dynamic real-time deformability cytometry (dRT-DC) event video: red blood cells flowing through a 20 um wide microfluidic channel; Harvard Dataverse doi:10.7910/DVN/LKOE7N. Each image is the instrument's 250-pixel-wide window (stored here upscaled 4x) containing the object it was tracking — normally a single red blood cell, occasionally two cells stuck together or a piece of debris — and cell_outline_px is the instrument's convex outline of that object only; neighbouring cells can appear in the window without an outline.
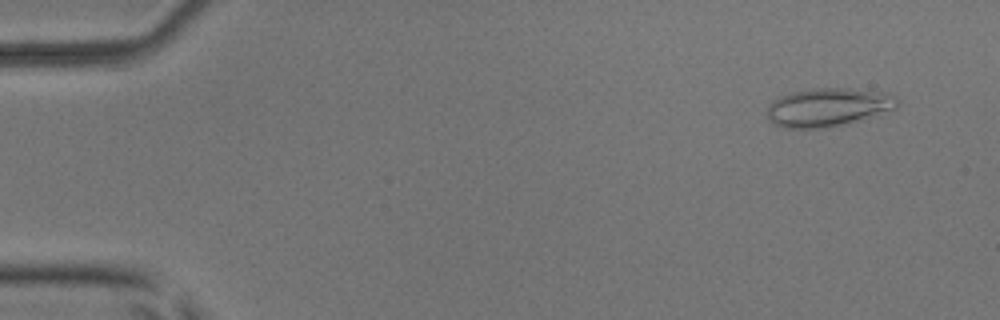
{"species": "common noctule bat (a hibernating species)", "species_latin": "Nyctalus noctula", "temperature_condition": "room temperature", "stored_images_in_passage": 6, "camera_frame_rate_fps": 3000, "um_per_image_px": 0.085, "animal": {"sex": "male", "body_mass_g": 17.9, "forearm_length_mm": 54.2}, "frame": {"image": 1, "passage_image": 2, "time_ms": 1.0, "image_size_px": [1000, 320], "cell_outline_px": [[900, 104], [896, 108], [844, 124], [828, 128], [784, 128], [768, 120], [768, 104], [772, 100], [780, 96], [792, 92], [816, 88], [844, 88], [892, 92], [900, 100]], "centroid_in_image_um": [70.42, 9.1], "position_along_channel_um": 14.6, "area_um2": 29.3}}